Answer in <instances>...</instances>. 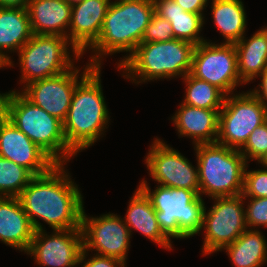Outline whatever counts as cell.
Returning a JSON list of instances; mask_svg holds the SVG:
<instances>
[{"mask_svg": "<svg viewBox=\"0 0 267 267\" xmlns=\"http://www.w3.org/2000/svg\"><path fill=\"white\" fill-rule=\"evenodd\" d=\"M190 74L216 86L225 95L234 94L235 88L244 84L238 72L234 44L210 40L195 46Z\"/></svg>", "mask_w": 267, "mask_h": 267, "instance_id": "11", "label": "cell"}, {"mask_svg": "<svg viewBox=\"0 0 267 267\" xmlns=\"http://www.w3.org/2000/svg\"><path fill=\"white\" fill-rule=\"evenodd\" d=\"M200 196L225 197L242 194L246 160L239 150L218 143L194 146Z\"/></svg>", "mask_w": 267, "mask_h": 267, "instance_id": "7", "label": "cell"}, {"mask_svg": "<svg viewBox=\"0 0 267 267\" xmlns=\"http://www.w3.org/2000/svg\"><path fill=\"white\" fill-rule=\"evenodd\" d=\"M70 5H74V4H77V3H80L84 0H66Z\"/></svg>", "mask_w": 267, "mask_h": 267, "instance_id": "40", "label": "cell"}, {"mask_svg": "<svg viewBox=\"0 0 267 267\" xmlns=\"http://www.w3.org/2000/svg\"><path fill=\"white\" fill-rule=\"evenodd\" d=\"M235 93L225 96L216 143L240 150L249 135L267 120V108L249 90Z\"/></svg>", "mask_w": 267, "mask_h": 267, "instance_id": "9", "label": "cell"}, {"mask_svg": "<svg viewBox=\"0 0 267 267\" xmlns=\"http://www.w3.org/2000/svg\"><path fill=\"white\" fill-rule=\"evenodd\" d=\"M261 83L259 86L250 91L260 100L267 108V68L258 76Z\"/></svg>", "mask_w": 267, "mask_h": 267, "instance_id": "35", "label": "cell"}, {"mask_svg": "<svg viewBox=\"0 0 267 267\" xmlns=\"http://www.w3.org/2000/svg\"><path fill=\"white\" fill-rule=\"evenodd\" d=\"M34 232L18 197H0V241L27 253Z\"/></svg>", "mask_w": 267, "mask_h": 267, "instance_id": "19", "label": "cell"}, {"mask_svg": "<svg viewBox=\"0 0 267 267\" xmlns=\"http://www.w3.org/2000/svg\"><path fill=\"white\" fill-rule=\"evenodd\" d=\"M65 165L34 176L18 196L35 231L45 229L40 219L53 230L81 228L83 195Z\"/></svg>", "mask_w": 267, "mask_h": 267, "instance_id": "1", "label": "cell"}, {"mask_svg": "<svg viewBox=\"0 0 267 267\" xmlns=\"http://www.w3.org/2000/svg\"><path fill=\"white\" fill-rule=\"evenodd\" d=\"M26 8L33 34L68 38L72 5L66 0H30Z\"/></svg>", "mask_w": 267, "mask_h": 267, "instance_id": "20", "label": "cell"}, {"mask_svg": "<svg viewBox=\"0 0 267 267\" xmlns=\"http://www.w3.org/2000/svg\"><path fill=\"white\" fill-rule=\"evenodd\" d=\"M245 36L234 45L240 79L249 84L267 68V41L260 30L249 39Z\"/></svg>", "mask_w": 267, "mask_h": 267, "instance_id": "25", "label": "cell"}, {"mask_svg": "<svg viewBox=\"0 0 267 267\" xmlns=\"http://www.w3.org/2000/svg\"><path fill=\"white\" fill-rule=\"evenodd\" d=\"M88 253V251H82L78 263V265L84 263L81 267H126V265L118 259L97 254H94V256H90L89 258L87 255Z\"/></svg>", "mask_w": 267, "mask_h": 267, "instance_id": "33", "label": "cell"}, {"mask_svg": "<svg viewBox=\"0 0 267 267\" xmlns=\"http://www.w3.org/2000/svg\"><path fill=\"white\" fill-rule=\"evenodd\" d=\"M153 1L155 13L170 22L175 39L184 40L194 45L207 41L200 35L205 24V16L185 12L174 0Z\"/></svg>", "mask_w": 267, "mask_h": 267, "instance_id": "23", "label": "cell"}, {"mask_svg": "<svg viewBox=\"0 0 267 267\" xmlns=\"http://www.w3.org/2000/svg\"><path fill=\"white\" fill-rule=\"evenodd\" d=\"M211 199L214 204L207 212L205 206L203 213V255L222 251L247 229L242 194Z\"/></svg>", "mask_w": 267, "mask_h": 267, "instance_id": "10", "label": "cell"}, {"mask_svg": "<svg viewBox=\"0 0 267 267\" xmlns=\"http://www.w3.org/2000/svg\"><path fill=\"white\" fill-rule=\"evenodd\" d=\"M145 164L150 177L159 185L171 188H185L200 195L198 166L178 150L156 138L149 147Z\"/></svg>", "mask_w": 267, "mask_h": 267, "instance_id": "13", "label": "cell"}, {"mask_svg": "<svg viewBox=\"0 0 267 267\" xmlns=\"http://www.w3.org/2000/svg\"><path fill=\"white\" fill-rule=\"evenodd\" d=\"M132 236V231L142 233L147 239L160 245L166 250H171V240L163 233L156 218V211L149 198L137 186L130 198L125 217L122 218Z\"/></svg>", "mask_w": 267, "mask_h": 267, "instance_id": "22", "label": "cell"}, {"mask_svg": "<svg viewBox=\"0 0 267 267\" xmlns=\"http://www.w3.org/2000/svg\"><path fill=\"white\" fill-rule=\"evenodd\" d=\"M7 119V107L5 93H0V127Z\"/></svg>", "mask_w": 267, "mask_h": 267, "instance_id": "37", "label": "cell"}, {"mask_svg": "<svg viewBox=\"0 0 267 267\" xmlns=\"http://www.w3.org/2000/svg\"><path fill=\"white\" fill-rule=\"evenodd\" d=\"M258 164H261L262 167L267 169V154L258 162Z\"/></svg>", "mask_w": 267, "mask_h": 267, "instance_id": "38", "label": "cell"}, {"mask_svg": "<svg viewBox=\"0 0 267 267\" xmlns=\"http://www.w3.org/2000/svg\"><path fill=\"white\" fill-rule=\"evenodd\" d=\"M185 88V97L182 103L203 108V109H221L224 103L225 94L216 86L197 79L188 73L182 78Z\"/></svg>", "mask_w": 267, "mask_h": 267, "instance_id": "27", "label": "cell"}, {"mask_svg": "<svg viewBox=\"0 0 267 267\" xmlns=\"http://www.w3.org/2000/svg\"><path fill=\"white\" fill-rule=\"evenodd\" d=\"M78 68L80 67L73 66L70 70L60 75L33 81L20 90V92L34 105L41 107L51 116L64 122L76 85L94 66L87 63L83 67L81 74V70Z\"/></svg>", "mask_w": 267, "mask_h": 267, "instance_id": "14", "label": "cell"}, {"mask_svg": "<svg viewBox=\"0 0 267 267\" xmlns=\"http://www.w3.org/2000/svg\"><path fill=\"white\" fill-rule=\"evenodd\" d=\"M260 31L262 32V34L264 35V37H265V39L267 41V26H262Z\"/></svg>", "mask_w": 267, "mask_h": 267, "instance_id": "39", "label": "cell"}, {"mask_svg": "<svg viewBox=\"0 0 267 267\" xmlns=\"http://www.w3.org/2000/svg\"><path fill=\"white\" fill-rule=\"evenodd\" d=\"M7 119L57 164H66L77 154L67 145L63 122L34 105L19 90L5 93Z\"/></svg>", "mask_w": 267, "mask_h": 267, "instance_id": "6", "label": "cell"}, {"mask_svg": "<svg viewBox=\"0 0 267 267\" xmlns=\"http://www.w3.org/2000/svg\"><path fill=\"white\" fill-rule=\"evenodd\" d=\"M83 251L81 228L68 230H46L34 232L27 255L34 258V263L43 267H76Z\"/></svg>", "mask_w": 267, "mask_h": 267, "instance_id": "15", "label": "cell"}, {"mask_svg": "<svg viewBox=\"0 0 267 267\" xmlns=\"http://www.w3.org/2000/svg\"><path fill=\"white\" fill-rule=\"evenodd\" d=\"M3 67H5L4 64H2V63L0 62V69L3 68Z\"/></svg>", "mask_w": 267, "mask_h": 267, "instance_id": "41", "label": "cell"}, {"mask_svg": "<svg viewBox=\"0 0 267 267\" xmlns=\"http://www.w3.org/2000/svg\"><path fill=\"white\" fill-rule=\"evenodd\" d=\"M222 250L234 267H262L267 263V240L259 229H246Z\"/></svg>", "mask_w": 267, "mask_h": 267, "instance_id": "26", "label": "cell"}, {"mask_svg": "<svg viewBox=\"0 0 267 267\" xmlns=\"http://www.w3.org/2000/svg\"><path fill=\"white\" fill-rule=\"evenodd\" d=\"M30 0H0V7H23L26 8Z\"/></svg>", "mask_w": 267, "mask_h": 267, "instance_id": "36", "label": "cell"}, {"mask_svg": "<svg viewBox=\"0 0 267 267\" xmlns=\"http://www.w3.org/2000/svg\"><path fill=\"white\" fill-rule=\"evenodd\" d=\"M33 177L25 167L0 157V197H18Z\"/></svg>", "mask_w": 267, "mask_h": 267, "instance_id": "28", "label": "cell"}, {"mask_svg": "<svg viewBox=\"0 0 267 267\" xmlns=\"http://www.w3.org/2000/svg\"><path fill=\"white\" fill-rule=\"evenodd\" d=\"M81 231L84 251H94V254L127 264L131 234L120 215L109 212L99 217H88L83 209Z\"/></svg>", "mask_w": 267, "mask_h": 267, "instance_id": "12", "label": "cell"}, {"mask_svg": "<svg viewBox=\"0 0 267 267\" xmlns=\"http://www.w3.org/2000/svg\"><path fill=\"white\" fill-rule=\"evenodd\" d=\"M138 187L149 198L163 233L171 240L184 239L200 233L205 209L204 199L195 191L156 185L151 191L149 183L141 180Z\"/></svg>", "mask_w": 267, "mask_h": 267, "instance_id": "5", "label": "cell"}, {"mask_svg": "<svg viewBox=\"0 0 267 267\" xmlns=\"http://www.w3.org/2000/svg\"><path fill=\"white\" fill-rule=\"evenodd\" d=\"M32 35L27 8L0 7V62L5 67L14 66L8 53L18 52Z\"/></svg>", "mask_w": 267, "mask_h": 267, "instance_id": "21", "label": "cell"}, {"mask_svg": "<svg viewBox=\"0 0 267 267\" xmlns=\"http://www.w3.org/2000/svg\"><path fill=\"white\" fill-rule=\"evenodd\" d=\"M18 57L21 71L19 81L23 83L24 88L33 81L54 77L70 70L75 64L74 60L77 61L83 56L66 37L33 34L18 51Z\"/></svg>", "mask_w": 267, "mask_h": 267, "instance_id": "8", "label": "cell"}, {"mask_svg": "<svg viewBox=\"0 0 267 267\" xmlns=\"http://www.w3.org/2000/svg\"><path fill=\"white\" fill-rule=\"evenodd\" d=\"M246 162H259L267 154V120L258 126L239 150Z\"/></svg>", "mask_w": 267, "mask_h": 267, "instance_id": "29", "label": "cell"}, {"mask_svg": "<svg viewBox=\"0 0 267 267\" xmlns=\"http://www.w3.org/2000/svg\"><path fill=\"white\" fill-rule=\"evenodd\" d=\"M244 170L243 197L267 198V169Z\"/></svg>", "mask_w": 267, "mask_h": 267, "instance_id": "30", "label": "cell"}, {"mask_svg": "<svg viewBox=\"0 0 267 267\" xmlns=\"http://www.w3.org/2000/svg\"><path fill=\"white\" fill-rule=\"evenodd\" d=\"M154 13L153 0L111 1L100 35L88 48L92 50L88 63L102 67L103 57L126 52L127 56H123L117 63L119 66L141 44L145 28Z\"/></svg>", "mask_w": 267, "mask_h": 267, "instance_id": "2", "label": "cell"}, {"mask_svg": "<svg viewBox=\"0 0 267 267\" xmlns=\"http://www.w3.org/2000/svg\"><path fill=\"white\" fill-rule=\"evenodd\" d=\"M221 109H203L184 103L172 116L178 136L193 139V145L216 143Z\"/></svg>", "mask_w": 267, "mask_h": 267, "instance_id": "18", "label": "cell"}, {"mask_svg": "<svg viewBox=\"0 0 267 267\" xmlns=\"http://www.w3.org/2000/svg\"><path fill=\"white\" fill-rule=\"evenodd\" d=\"M101 67H94L77 85L63 130L67 145L77 154L94 145L110 123L101 85Z\"/></svg>", "mask_w": 267, "mask_h": 267, "instance_id": "3", "label": "cell"}, {"mask_svg": "<svg viewBox=\"0 0 267 267\" xmlns=\"http://www.w3.org/2000/svg\"><path fill=\"white\" fill-rule=\"evenodd\" d=\"M213 22L223 36L220 43L235 44L243 38L247 26L246 10L242 0H212Z\"/></svg>", "mask_w": 267, "mask_h": 267, "instance_id": "24", "label": "cell"}, {"mask_svg": "<svg viewBox=\"0 0 267 267\" xmlns=\"http://www.w3.org/2000/svg\"><path fill=\"white\" fill-rule=\"evenodd\" d=\"M194 44L173 39L167 42L141 43L117 67L123 77L140 84L160 79L184 78L191 71Z\"/></svg>", "mask_w": 267, "mask_h": 267, "instance_id": "4", "label": "cell"}, {"mask_svg": "<svg viewBox=\"0 0 267 267\" xmlns=\"http://www.w3.org/2000/svg\"><path fill=\"white\" fill-rule=\"evenodd\" d=\"M111 0H84L72 5L68 41L81 55L98 39Z\"/></svg>", "mask_w": 267, "mask_h": 267, "instance_id": "17", "label": "cell"}, {"mask_svg": "<svg viewBox=\"0 0 267 267\" xmlns=\"http://www.w3.org/2000/svg\"><path fill=\"white\" fill-rule=\"evenodd\" d=\"M243 200H248L245 208L247 229L267 228V198L243 197Z\"/></svg>", "mask_w": 267, "mask_h": 267, "instance_id": "31", "label": "cell"}, {"mask_svg": "<svg viewBox=\"0 0 267 267\" xmlns=\"http://www.w3.org/2000/svg\"><path fill=\"white\" fill-rule=\"evenodd\" d=\"M0 157L25 167L34 176L49 172L57 164L9 119L0 127Z\"/></svg>", "mask_w": 267, "mask_h": 267, "instance_id": "16", "label": "cell"}, {"mask_svg": "<svg viewBox=\"0 0 267 267\" xmlns=\"http://www.w3.org/2000/svg\"><path fill=\"white\" fill-rule=\"evenodd\" d=\"M175 39L170 22L154 13L145 28L141 43L167 42Z\"/></svg>", "mask_w": 267, "mask_h": 267, "instance_id": "32", "label": "cell"}, {"mask_svg": "<svg viewBox=\"0 0 267 267\" xmlns=\"http://www.w3.org/2000/svg\"><path fill=\"white\" fill-rule=\"evenodd\" d=\"M185 12L202 14L208 6L209 0H174Z\"/></svg>", "mask_w": 267, "mask_h": 267, "instance_id": "34", "label": "cell"}]
</instances>
